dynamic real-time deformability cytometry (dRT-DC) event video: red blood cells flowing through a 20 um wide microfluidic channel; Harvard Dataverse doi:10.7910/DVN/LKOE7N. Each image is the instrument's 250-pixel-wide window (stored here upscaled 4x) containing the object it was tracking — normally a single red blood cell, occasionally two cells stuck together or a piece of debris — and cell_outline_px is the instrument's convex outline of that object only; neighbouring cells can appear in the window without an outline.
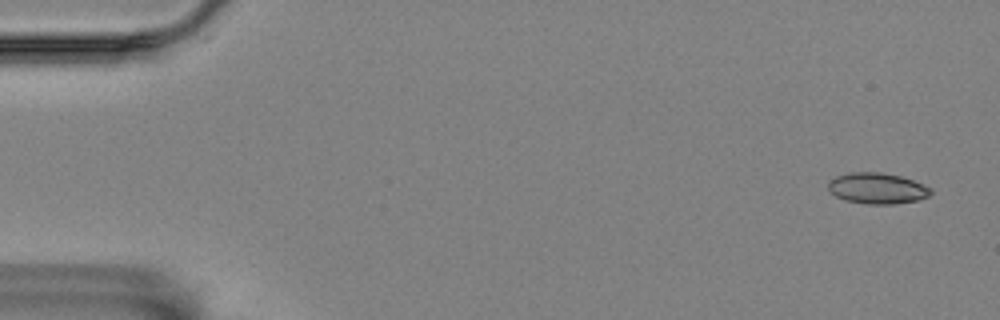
{"species": "Egyptian fruit bat (a non-hibernating species)", "species_latin": "Rousettus aegyptiacus", "temperature_condition": "room temperature", "stored_images_in_passage": 4, "camera_frame_rate_fps": 3000, "um_per_image_px": 0.085, "animal": {"sex": "female"}, "frame": {"image": 1, "passage_image": 1, "time_ms": 0.0, "image_size_px": [1000, 320], "cell_outline_px": [[932, 192], [928, 196], [920, 200], [892, 204], [868, 204], [844, 200], [828, 192], [828, 180], [836, 176], [852, 172], [880, 172], [900, 176], [912, 180], [932, 188]], "centroid_in_image_um": [74.54, 16.01], "position_along_channel_um": 10.5, "area_um2": 18.61}}
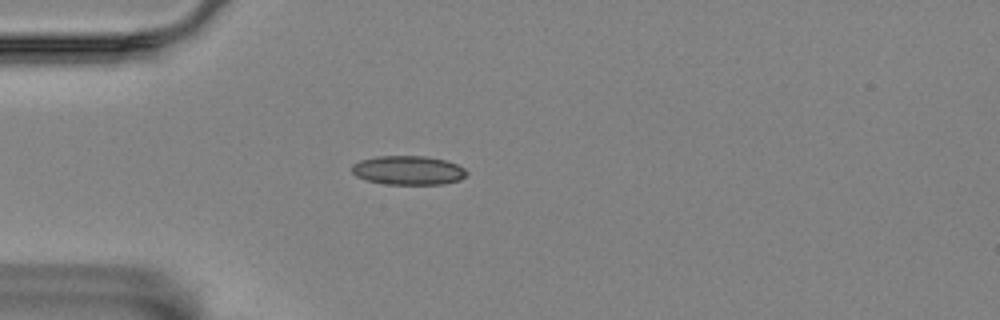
{"frame": {"image": 2, "passage_image": 4, "time_ms": 1.0, "image_size_px": [1000, 320], "cell_outline_px": [[468, 176], [460, 180], [444, 184], [384, 184], [368, 180], [356, 176], [352, 172], [352, 164], [360, 160], [380, 156], [424, 156], [448, 160], [464, 168], [468, 172]], "centroid_in_image_um": [34.74, 14.47], "position_along_channel_um": 50.3, "area_um2": 19.54}}